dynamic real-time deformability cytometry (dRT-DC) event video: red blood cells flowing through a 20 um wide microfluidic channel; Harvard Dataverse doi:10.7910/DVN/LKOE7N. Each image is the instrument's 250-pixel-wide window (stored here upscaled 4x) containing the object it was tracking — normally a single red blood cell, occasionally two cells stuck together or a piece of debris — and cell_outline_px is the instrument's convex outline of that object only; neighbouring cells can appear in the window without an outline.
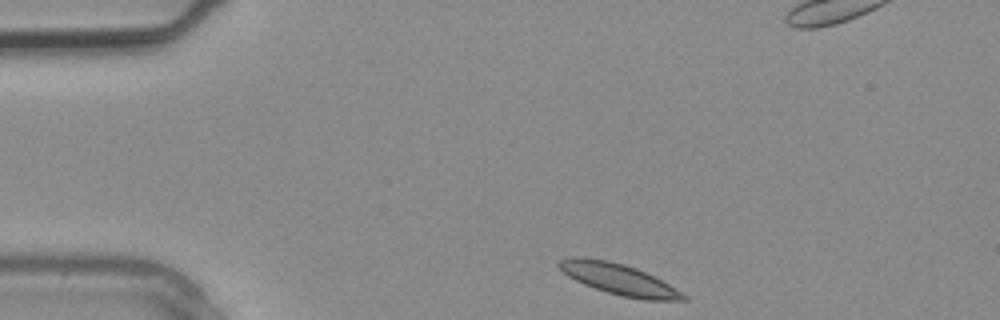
{"species": "common noctule bat (a hibernating species)", "species_latin": "Nyctalus noctula", "temperature_condition": "warm", "stored_images_in_passage": 4, "camera_frame_rate_fps": 3000, "um_per_image_px": 0.085, "animal": {"sex": "male", "body_mass_g": 20.4}, "frame": {"image": 1, "passage_image": 1, "time_ms": 0.0, "image_size_px": [1000, 320], "cell_outline_px": [[688, 300], [644, 300], [620, 296], [584, 284], [568, 276], [556, 264], [560, 260], [572, 256], [584, 256], [608, 260], [624, 264], [636, 268], [668, 284], [688, 296]], "centroid_in_image_um": [52.57, 23.72], "position_along_channel_um": 32.4, "area_um2": 22.31}}